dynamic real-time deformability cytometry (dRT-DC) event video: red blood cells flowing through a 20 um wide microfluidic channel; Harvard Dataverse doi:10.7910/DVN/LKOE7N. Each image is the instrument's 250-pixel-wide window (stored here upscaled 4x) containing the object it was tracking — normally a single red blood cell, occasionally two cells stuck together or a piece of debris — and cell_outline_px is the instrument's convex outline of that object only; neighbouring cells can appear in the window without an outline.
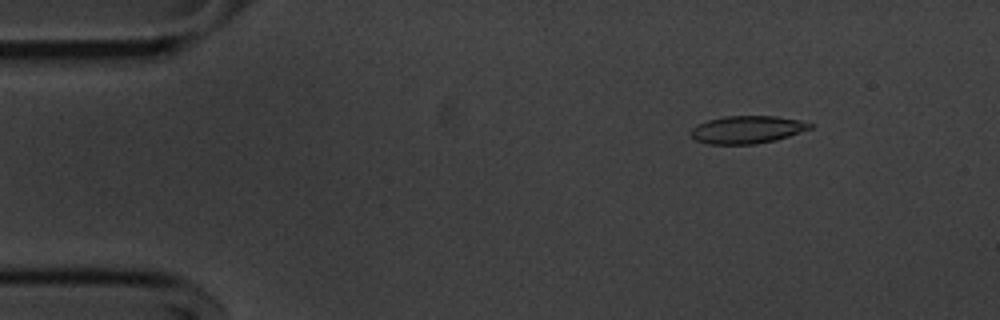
{"species": "common noctule bat (a hibernating species)", "species_latin": "Nyctalus noctula", "temperature_condition": "cold", "stored_images_in_passage": 55, "camera_frame_rate_fps": 3000, "um_per_image_px": 0.085, "animal": {"sex": "male", "body_mass_g": 20.1, "forearm_length_mm": 53.5}, "frame": {"image": 1, "passage_image": 7, "time_ms": 2.0, "image_size_px": [1000, 320], "cell_outline_px": [[816, 124], [812, 128], [776, 140], [756, 144], [708, 144], [696, 140], [688, 136], [688, 132], [696, 124], [708, 120], [724, 116], [776, 116], [800, 120]], "centroid_in_image_um": [63.47, 11.01], "position_along_channel_um": 21.5, "area_um2": 19.48}}
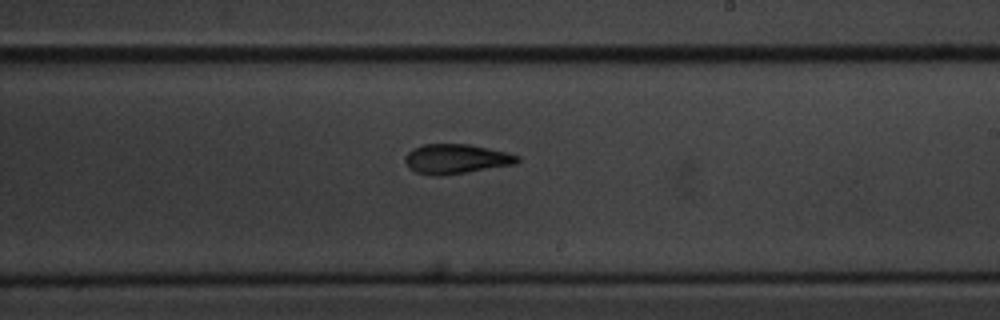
{"frame": {"image": 2, "passage_image": 32, "time_ms": 10.333, "image_size_px": [1000, 320], "cell_outline_px": [[520, 160], [516, 164], [440, 176], [432, 176], [416, 172], [408, 168], [404, 160], [408, 152], [412, 148], [424, 144], [468, 144], [508, 152], [520, 156]], "centroid_in_image_um": [38.76, 13.51], "position_along_channel_um": 250.2, "area_um2": 19.48}}
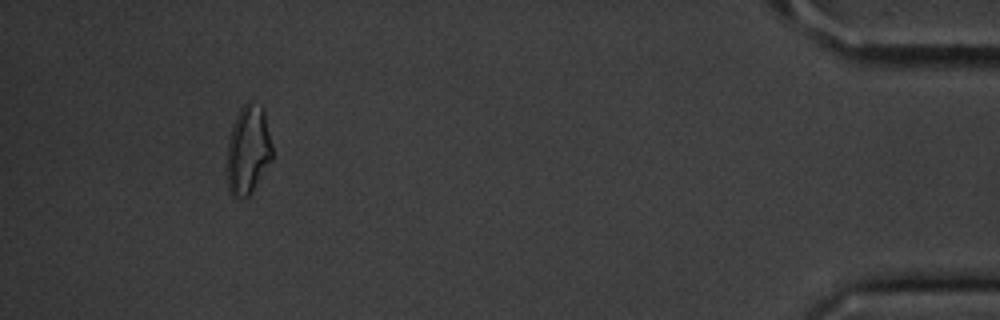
{"frame": {"image": 3, "passage_image": 51, "time_ms": 16.667, "image_size_px": [1000, 320], "cell_outline_px": [[272, 160], [252, 192], [248, 196], [232, 196], [228, 192], [228, 140], [232, 124], [240, 108], [248, 100], [260, 104], [264, 108], [272, 148]], "centroid_in_image_um": [21.1, 12.7], "position_along_channel_um": 414.1, "area_um2": 23.47}, "authors_computed_cell_mechanics": {"area_um2": 19.4786, "velocity_mm_per_s": 3.6139, "shape_relaxation_time_tau1_ms": 5.1006, "shape_relaxation_time_tau2_ms": 2.7962, "deformation_change_tau1": 0.1719, "deformation_change_tau2": 0.1003}}